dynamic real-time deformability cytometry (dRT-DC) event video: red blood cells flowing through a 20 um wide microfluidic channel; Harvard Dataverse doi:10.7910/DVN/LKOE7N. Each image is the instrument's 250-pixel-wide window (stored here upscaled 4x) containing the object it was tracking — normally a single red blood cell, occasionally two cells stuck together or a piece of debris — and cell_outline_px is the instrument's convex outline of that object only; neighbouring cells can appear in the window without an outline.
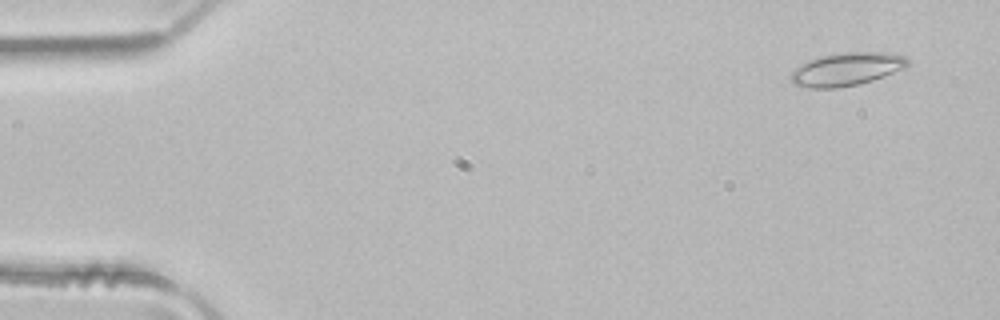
{"species": "common noctule bat (a hibernating species)", "species_latin": "Nyctalus noctula", "temperature_condition": "room temperature", "stored_images_in_passage": 4, "camera_frame_rate_fps": 3000, "um_per_image_px": 0.085, "animal": {"sex": "male", "body_mass_g": 21.5, "forearm_length_mm": 52.0}, "frame": {"image": 1, "passage_image": 1, "time_ms": 0.0, "image_size_px": [1000, 320], "cell_outline_px": [[908, 64], [904, 68], [872, 80], [860, 84], [836, 88], [808, 88], [792, 84], [792, 68], [808, 60], [820, 56], [848, 52], [884, 52], [904, 56], [908, 60]], "centroid_in_image_um": [71.91, 5.88], "position_along_channel_um": 13.1, "area_um2": 22.43}}